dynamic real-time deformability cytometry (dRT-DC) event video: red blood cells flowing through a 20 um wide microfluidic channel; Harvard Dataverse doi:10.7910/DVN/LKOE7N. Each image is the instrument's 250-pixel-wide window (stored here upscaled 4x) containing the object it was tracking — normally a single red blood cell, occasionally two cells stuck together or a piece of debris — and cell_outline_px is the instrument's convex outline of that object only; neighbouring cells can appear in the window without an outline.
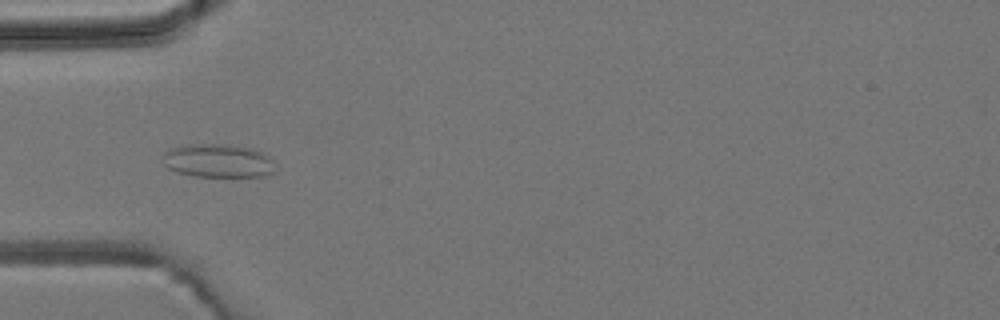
{"species": "common noctule bat (a hibernating species)", "species_latin": "Nyctalus noctula", "temperature_condition": "room temperature", "stored_images_in_passage": 4, "camera_frame_rate_fps": 3000, "um_per_image_px": 0.085, "animal": {"sex": "male", "body_mass_g": 19.2, "forearm_length_mm": 51.8}, "frame": {"image": 1, "passage_image": 4, "time_ms": 3.333, "image_size_px": [1000, 320], "cell_outline_px": [[272, 172], [264, 176], [196, 176], [180, 172], [168, 168], [160, 160], [164, 152], [168, 148], [184, 144], [220, 144], [248, 148], [272, 156]], "centroid_in_image_um": [18.45, 13.65], "position_along_channel_um": 66.5, "area_um2": 21.79}}